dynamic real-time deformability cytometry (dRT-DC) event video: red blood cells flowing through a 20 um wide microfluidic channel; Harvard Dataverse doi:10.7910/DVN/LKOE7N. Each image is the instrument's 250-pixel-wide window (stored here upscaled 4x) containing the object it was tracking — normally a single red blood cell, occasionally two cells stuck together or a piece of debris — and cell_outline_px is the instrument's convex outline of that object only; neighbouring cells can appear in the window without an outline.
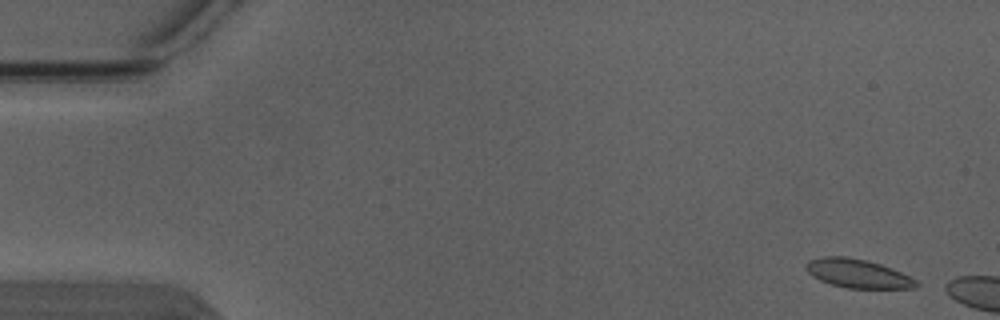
{"species": "Egyptian fruit bat (a non-hibernating species)", "species_latin": "Rousettus aegyptiacus", "temperature_condition": "warm", "stored_images_in_passage": 2, "camera_frame_rate_fps": 3000, "um_per_image_px": 0.085, "animal": {"sex": "male"}, "frame": {"image": 1, "passage_image": 1, "time_ms": 0.0, "image_size_px": [1000, 320], "cell_outline_px": [[920, 284], [916, 288], [848, 288], [832, 284], [820, 280], [812, 276], [804, 268], [804, 264], [808, 260], [820, 256], [844, 256], [864, 260], [880, 264], [900, 272], [916, 280]], "centroid_in_image_um": [72.86, 23.24], "position_along_channel_um": 12.1, "area_um2": 18.38}}